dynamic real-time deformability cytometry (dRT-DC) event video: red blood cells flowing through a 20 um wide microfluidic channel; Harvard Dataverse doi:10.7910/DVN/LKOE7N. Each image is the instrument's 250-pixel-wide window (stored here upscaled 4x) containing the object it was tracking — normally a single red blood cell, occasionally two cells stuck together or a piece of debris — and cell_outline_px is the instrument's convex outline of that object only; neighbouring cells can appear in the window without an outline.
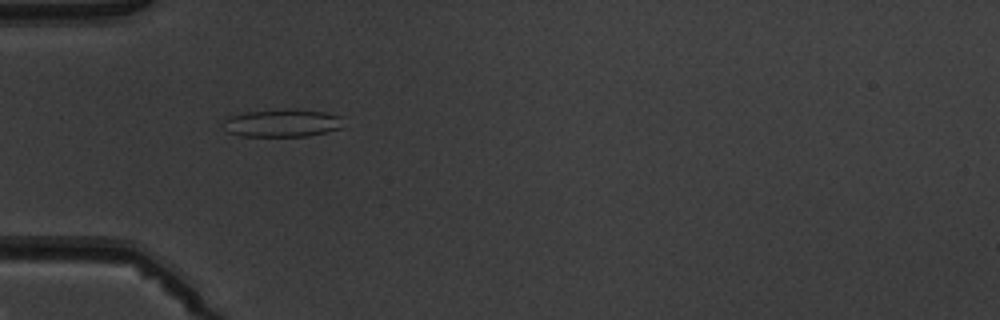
{"species": "common noctule bat (a hibernating species)", "species_latin": "Nyctalus noctula", "temperature_condition": "warm", "stored_images_in_passage": 6, "camera_frame_rate_fps": 3000, "um_per_image_px": 0.085, "animal": {"sex": "male", "body_mass_g": 19.5, "forearm_length_mm": 54.6}, "frame": {"image": 1, "passage_image": 5, "time_ms": 5.0, "image_size_px": [1000, 320], "cell_outline_px": [[344, 128], [308, 136], [240, 136], [228, 132], [220, 124], [228, 116], [244, 112], [292, 108], [324, 112], [340, 116]], "centroid_in_image_um": [23.96, 10.45], "position_along_channel_um": 61.0, "area_um2": 19.77}}
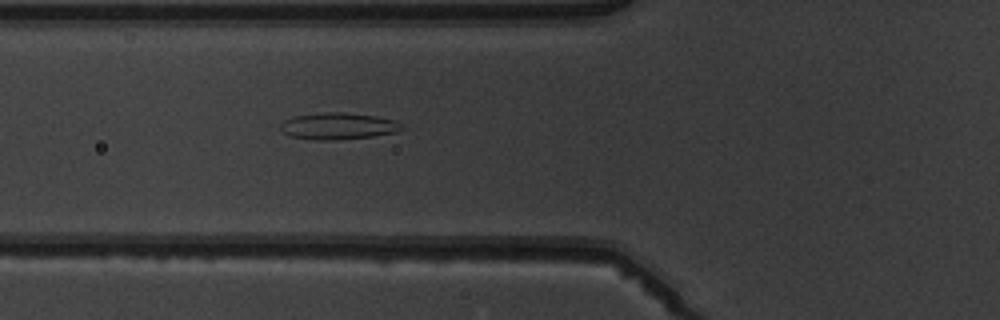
{"frame": {"image": 2, "passage_image": 6, "time_ms": 6.0, "image_size_px": [1000, 320], "cell_outline_px": [[404, 128], [396, 132], [372, 136], [340, 140], [320, 140], [288, 136], [280, 128], [280, 124], [284, 120], [292, 116], [324, 112], [344, 112], [376, 116], [392, 120], [404, 124]], "centroid_in_image_um": [28.73, 10.71], "position_along_channel_um": 97.1, "area_um2": 18.96}}